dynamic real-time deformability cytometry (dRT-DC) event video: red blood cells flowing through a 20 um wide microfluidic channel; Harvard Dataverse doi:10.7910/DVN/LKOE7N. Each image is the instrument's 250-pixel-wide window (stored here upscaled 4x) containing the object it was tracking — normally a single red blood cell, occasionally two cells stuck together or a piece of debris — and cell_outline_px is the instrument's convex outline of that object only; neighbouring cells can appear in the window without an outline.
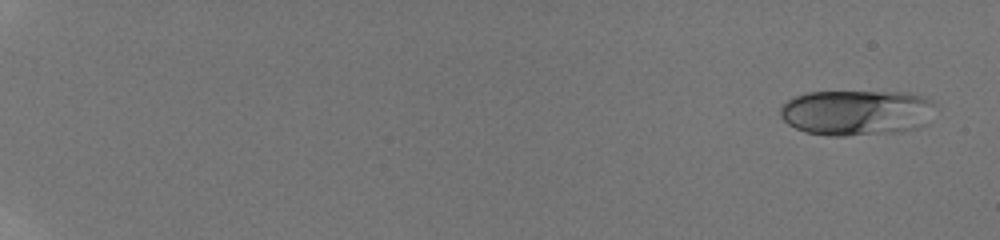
{"species": "human", "species_latin": "Homo sapiens", "temperature_condition": "room temperature", "stored_images_in_passage": 11, "camera_frame_rate_fps": 3000, "um_per_image_px": 0.085, "donor": {"sex": "male"}, "frame": {"image": 1, "passage_image": 1, "time_ms": 0.0, "image_size_px": [1000, 240], "cell_outline_px": [[936, 104], [928, 124], [916, 128], [896, 132], [844, 136], [828, 136], [804, 132], [788, 124], [780, 116], [780, 108], [788, 100], [796, 96], [808, 92], [904, 92], [928, 96]], "centroid_in_image_um": [72.85, 9.57], "position_along_channel_um": 12.1, "area_um2": 41.62}}
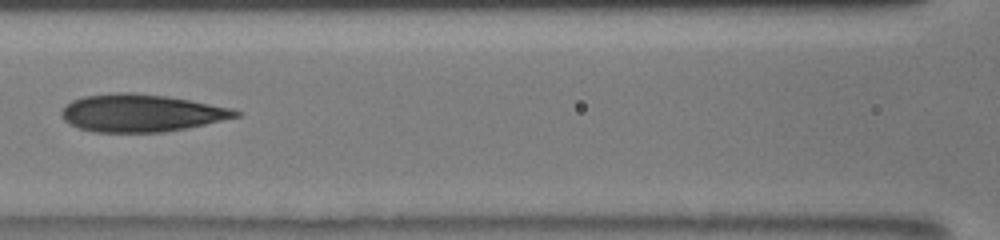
{"frame": {"image": 2, "passage_image": 10, "time_ms": 9.333, "image_size_px": [1000, 240], "cell_outline_px": [[240, 116], [188, 128], [164, 132], [92, 132], [68, 124], [60, 116], [60, 112], [64, 104], [72, 100], [84, 96], [116, 92], [132, 92], [164, 96], [188, 100], [232, 108], [240, 112]], "centroid_in_image_um": [11.94, 9.61], "position_along_channel_um": 154.7, "area_um2": 38.15}}
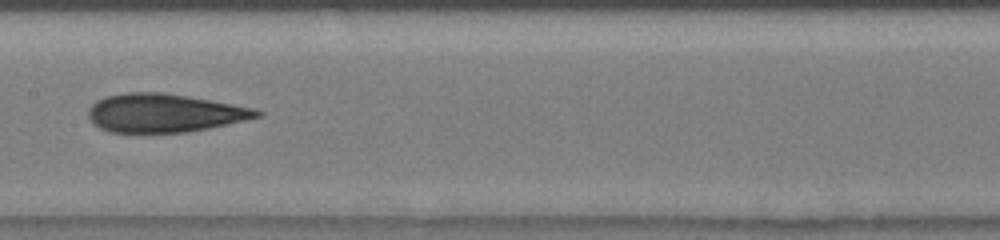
{"frame": {"image": 3, "passage_image": 11, "time_ms": 10.333, "image_size_px": [1000, 240], "cell_outline_px": [[264, 116], [228, 124], [208, 128], [184, 132], [108, 132], [100, 128], [88, 116], [88, 108], [96, 100], [104, 96], [124, 92], [164, 92], [188, 96], [256, 108], [264, 112]], "centroid_in_image_um": [13.99, 9.59], "position_along_channel_um": 193.4, "area_um2": 37.92}}